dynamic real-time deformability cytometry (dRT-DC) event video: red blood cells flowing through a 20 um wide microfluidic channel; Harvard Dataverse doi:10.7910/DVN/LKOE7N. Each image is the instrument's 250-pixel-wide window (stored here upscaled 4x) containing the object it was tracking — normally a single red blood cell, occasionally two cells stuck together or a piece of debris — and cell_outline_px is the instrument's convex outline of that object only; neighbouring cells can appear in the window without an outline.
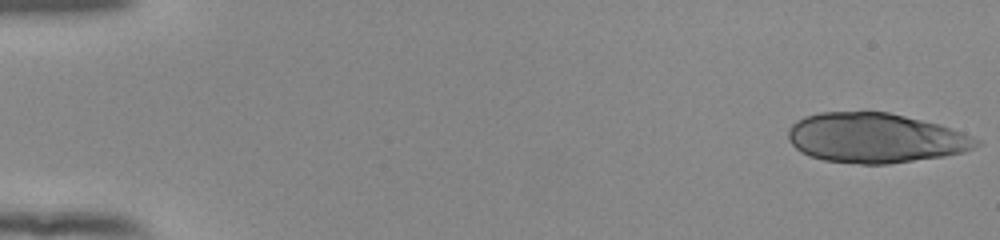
{"species": "human", "species_latin": "Homo sapiens", "temperature_condition": "room temperature", "stored_images_in_passage": 53, "camera_frame_rate_fps": 3000, "um_per_image_px": 0.085, "donor": {"sex": "female"}, "frame": {"image": 1, "passage_image": 1, "time_ms": 0.0, "image_size_px": [1000, 240], "cell_outline_px": [[980, 144], [964, 152], [944, 156], [888, 164], [860, 164], [824, 160], [808, 156], [800, 152], [788, 140], [788, 128], [796, 120], [804, 116], [820, 112], [888, 112], [940, 124], [964, 132], [980, 140]], "centroid_in_image_um": [74.39, 11.73], "position_along_channel_um": 10.6, "area_um2": 54.79}}
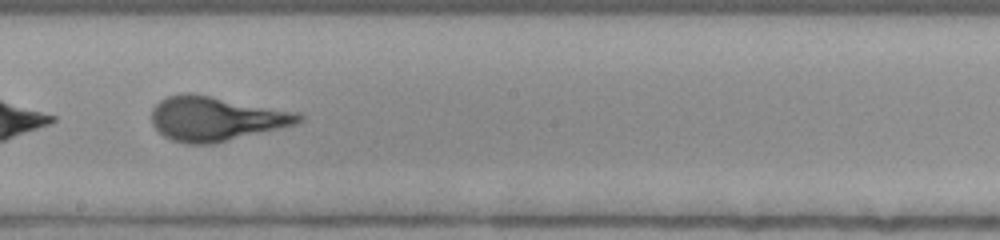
{"frame": {"image": 2, "passage_image": 31, "time_ms": 10.0, "image_size_px": [1000, 240], "cell_outline_px": [[304, 120], [296, 124], [212, 144], [184, 144], [172, 140], [164, 136], [152, 124], [152, 108], [160, 100], [168, 96], [184, 92], [192, 92], [300, 112], [304, 116]], "centroid_in_image_um": [18.36, 10.07], "position_along_channel_um": 229.8, "area_um2": 38.32}}
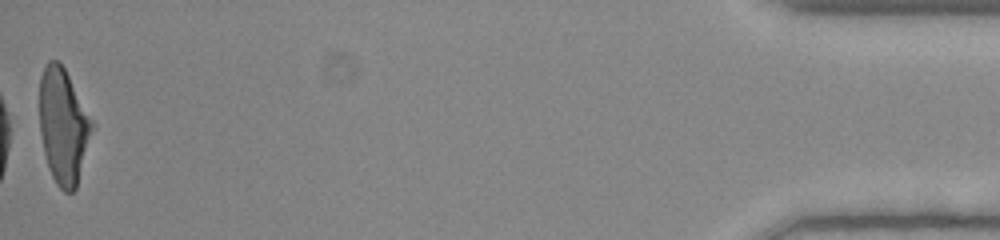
{"frame": {"image": 3, "passage_image": 53, "time_ms": 17.333, "image_size_px": [1000, 240], "cell_outline_px": [[96, 128], [76, 188], [72, 192], [64, 192], [56, 184], [48, 168], [44, 152], [40, 132], [40, 76], [48, 60], [56, 60], [64, 68], [96, 124]], "centroid_in_image_um": [5.43, 10.75], "position_along_channel_um": 429.8, "area_um2": 35.89}}